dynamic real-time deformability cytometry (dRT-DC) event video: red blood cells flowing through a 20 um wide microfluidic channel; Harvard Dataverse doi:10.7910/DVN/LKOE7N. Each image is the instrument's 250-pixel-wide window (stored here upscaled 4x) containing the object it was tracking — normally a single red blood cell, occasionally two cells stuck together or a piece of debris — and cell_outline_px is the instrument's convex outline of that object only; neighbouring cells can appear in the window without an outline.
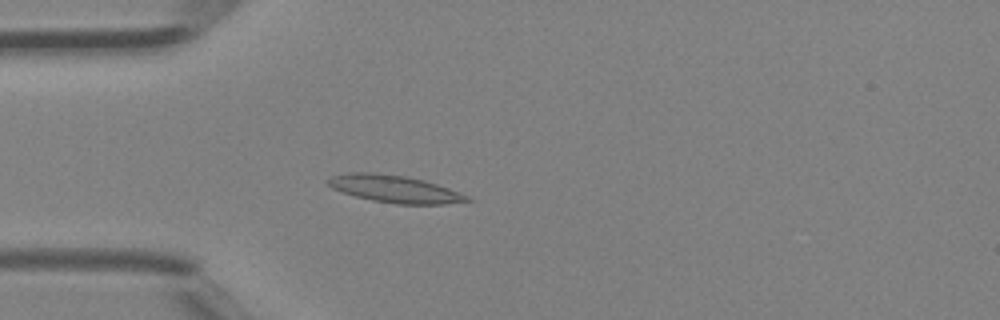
{"species": "Egyptian fruit bat (a non-hibernating species)", "species_latin": "Rousettus aegyptiacus", "temperature_condition": "room temperature", "stored_images_in_passage": 3, "camera_frame_rate_fps": 3000, "um_per_image_px": 0.085, "animal": {"sex": "female"}, "frame": {"image": 1, "passage_image": 3, "time_ms": 0.667, "image_size_px": [1000, 320], "cell_outline_px": [[476, 200], [444, 204], [396, 204], [372, 200], [356, 196], [332, 188], [324, 180], [332, 176], [348, 172], [372, 172], [408, 176], [424, 180], [448, 188], [468, 196]], "centroid_in_image_um": [33.54, 16.05], "position_along_channel_um": 51.5, "area_um2": 22.14}}